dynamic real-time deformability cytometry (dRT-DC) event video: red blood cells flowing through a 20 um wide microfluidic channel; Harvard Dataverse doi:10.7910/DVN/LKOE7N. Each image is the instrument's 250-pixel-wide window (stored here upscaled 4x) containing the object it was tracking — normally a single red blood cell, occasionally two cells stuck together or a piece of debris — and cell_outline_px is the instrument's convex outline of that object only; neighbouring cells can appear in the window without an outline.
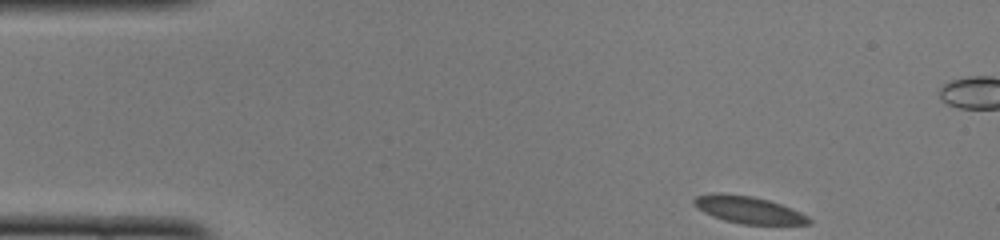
{"species": "common noctule bat (a hibernating species)", "species_latin": "Nyctalus noctula", "temperature_condition": "cold", "stored_images_in_passage": 48, "camera_frame_rate_fps": 3000, "um_per_image_px": 0.085, "animal": {"sex": "female", "body_mass_g": 22.0, "forearm_length_mm": 56.7}, "frame": {"image": 1, "passage_image": 1, "time_ms": 0.0, "image_size_px": [1000, 240], "cell_outline_px": [[812, 224], [744, 224], [724, 220], [712, 216], [704, 212], [692, 204], [692, 200], [696, 196], [752, 196], [768, 200], [780, 204], [800, 212], [808, 216], [812, 220]], "centroid_in_image_um": [63.7, 17.89], "position_along_channel_um": 21.3, "area_um2": 17.28}}
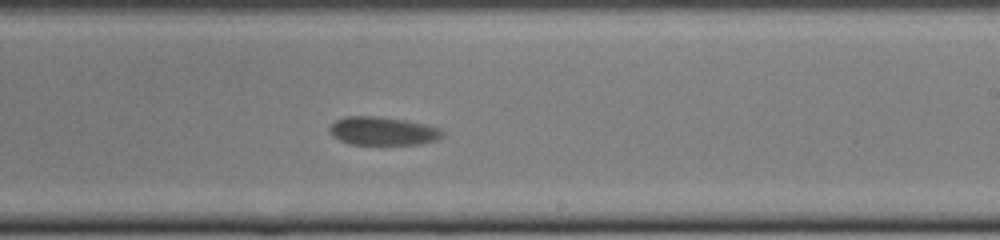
{"frame": {"image": 2, "passage_image": 26, "time_ms": 8.333, "image_size_px": [1000, 240], "cell_outline_px": [[444, 132], [436, 140], [420, 144], [348, 144], [332, 136], [328, 128], [336, 120], [348, 116], [376, 116], [404, 120], [424, 124], [436, 128]], "centroid_in_image_um": [32.48, 11.14], "position_along_channel_um": 256.5, "area_um2": 18.38}}
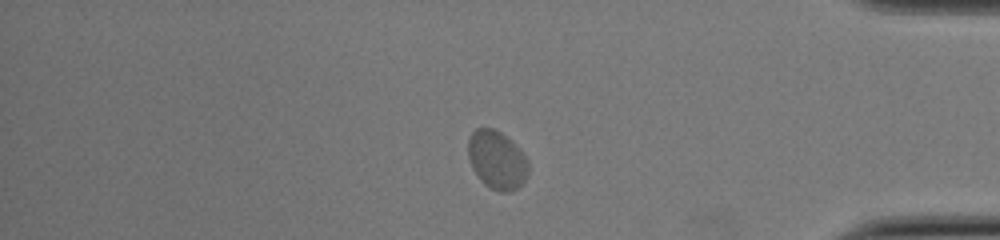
{"frame": {"image": 3, "passage_image": 39, "time_ms": 12.667, "image_size_px": [1000, 240], "cell_outline_px": [[528, 176], [516, 188], [508, 192], [500, 192], [488, 188], [480, 180], [472, 168], [468, 156], [468, 140], [472, 132], [476, 128], [492, 128], [500, 132], [516, 144], [520, 148], [528, 160]], "centroid_in_image_um": [42.23, 13.6], "position_along_channel_um": 393.0, "area_um2": 20.63}, "authors_computed_cell_mechanics": {"area_um2": 18.7561, "velocity_mm_per_s": 3.7806, "shape_relaxation_time_tau1_ms": 0.955, "shape_relaxation_time_tau2_ms": 2.1374, "deformation_change_tau1": 0.0516, "deformation_change_tau2": 0.0313}}